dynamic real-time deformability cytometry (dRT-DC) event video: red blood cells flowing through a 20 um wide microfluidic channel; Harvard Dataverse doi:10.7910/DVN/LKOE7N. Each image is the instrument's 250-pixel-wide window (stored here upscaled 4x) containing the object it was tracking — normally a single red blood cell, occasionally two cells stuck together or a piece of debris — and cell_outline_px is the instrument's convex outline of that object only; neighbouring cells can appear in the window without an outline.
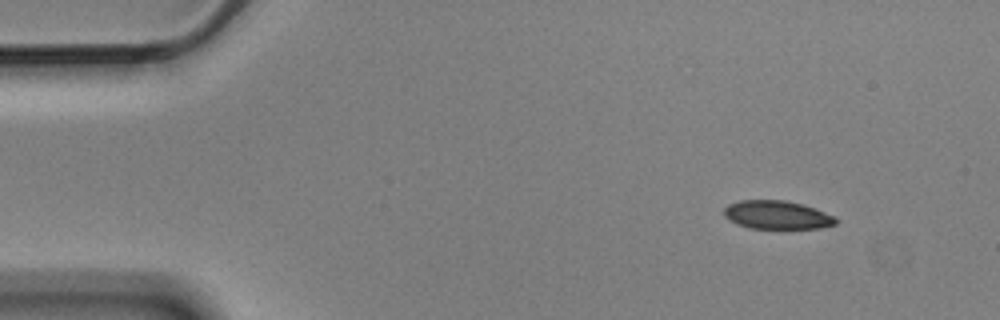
{"species": "Egyptian fruit bat (a non-hibernating species)", "species_latin": "Rousettus aegyptiacus", "temperature_condition": "cold", "stored_images_in_passage": 4, "camera_frame_rate_fps": 3000, "um_per_image_px": 0.085, "animal": {"sex": "male"}, "frame": {"image": 1, "passage_image": 1, "time_ms": 0.0, "image_size_px": [1000, 320], "cell_outline_px": [[840, 220], [836, 224], [820, 228], [748, 228], [736, 224], [728, 220], [724, 216], [724, 208], [728, 204], [740, 200], [784, 200], [804, 204], [836, 216]], "centroid_in_image_um": [66.06, 18.26], "position_along_channel_um": 18.9, "area_um2": 18.79}}